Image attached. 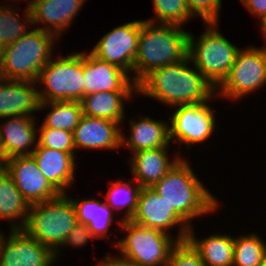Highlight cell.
<instances>
[{
    "mask_svg": "<svg viewBox=\"0 0 266 266\" xmlns=\"http://www.w3.org/2000/svg\"><path fill=\"white\" fill-rule=\"evenodd\" d=\"M40 99L36 82L0 78V119L39 114Z\"/></svg>",
    "mask_w": 266,
    "mask_h": 266,
    "instance_id": "44dd1931",
    "label": "cell"
},
{
    "mask_svg": "<svg viewBox=\"0 0 266 266\" xmlns=\"http://www.w3.org/2000/svg\"><path fill=\"white\" fill-rule=\"evenodd\" d=\"M30 207L12 177L7 172L0 174V221H7L9 230L23 229Z\"/></svg>",
    "mask_w": 266,
    "mask_h": 266,
    "instance_id": "484cf974",
    "label": "cell"
},
{
    "mask_svg": "<svg viewBox=\"0 0 266 266\" xmlns=\"http://www.w3.org/2000/svg\"><path fill=\"white\" fill-rule=\"evenodd\" d=\"M155 18L146 19L159 24H172L184 27L193 20L186 0H152Z\"/></svg>",
    "mask_w": 266,
    "mask_h": 266,
    "instance_id": "4dcf8cb0",
    "label": "cell"
},
{
    "mask_svg": "<svg viewBox=\"0 0 266 266\" xmlns=\"http://www.w3.org/2000/svg\"><path fill=\"white\" fill-rule=\"evenodd\" d=\"M1 53H2V49L0 48V61H1Z\"/></svg>",
    "mask_w": 266,
    "mask_h": 266,
    "instance_id": "b9f144b4",
    "label": "cell"
},
{
    "mask_svg": "<svg viewBox=\"0 0 266 266\" xmlns=\"http://www.w3.org/2000/svg\"><path fill=\"white\" fill-rule=\"evenodd\" d=\"M83 74L84 96L100 91H137V84L126 71L85 50Z\"/></svg>",
    "mask_w": 266,
    "mask_h": 266,
    "instance_id": "9a60e30c",
    "label": "cell"
},
{
    "mask_svg": "<svg viewBox=\"0 0 266 266\" xmlns=\"http://www.w3.org/2000/svg\"><path fill=\"white\" fill-rule=\"evenodd\" d=\"M266 251V241L258 233L234 236L233 266H258Z\"/></svg>",
    "mask_w": 266,
    "mask_h": 266,
    "instance_id": "f546056e",
    "label": "cell"
},
{
    "mask_svg": "<svg viewBox=\"0 0 266 266\" xmlns=\"http://www.w3.org/2000/svg\"><path fill=\"white\" fill-rule=\"evenodd\" d=\"M166 266H205L199 253L187 241L178 242L172 249Z\"/></svg>",
    "mask_w": 266,
    "mask_h": 266,
    "instance_id": "836d02e7",
    "label": "cell"
},
{
    "mask_svg": "<svg viewBox=\"0 0 266 266\" xmlns=\"http://www.w3.org/2000/svg\"><path fill=\"white\" fill-rule=\"evenodd\" d=\"M2 119L0 144L9 158L31 155L38 145V118L20 115Z\"/></svg>",
    "mask_w": 266,
    "mask_h": 266,
    "instance_id": "7402d4cb",
    "label": "cell"
},
{
    "mask_svg": "<svg viewBox=\"0 0 266 266\" xmlns=\"http://www.w3.org/2000/svg\"><path fill=\"white\" fill-rule=\"evenodd\" d=\"M96 239L92 232L89 230V227L86 224L78 223L73 230L67 236L65 242L62 244L60 249L55 253L56 261L60 257L59 254L62 252V249L71 247L82 248L86 246L91 240Z\"/></svg>",
    "mask_w": 266,
    "mask_h": 266,
    "instance_id": "e575fe53",
    "label": "cell"
},
{
    "mask_svg": "<svg viewBox=\"0 0 266 266\" xmlns=\"http://www.w3.org/2000/svg\"><path fill=\"white\" fill-rule=\"evenodd\" d=\"M0 231V266H54L55 253L23 229ZM5 234V235H4Z\"/></svg>",
    "mask_w": 266,
    "mask_h": 266,
    "instance_id": "4fadbf2b",
    "label": "cell"
},
{
    "mask_svg": "<svg viewBox=\"0 0 266 266\" xmlns=\"http://www.w3.org/2000/svg\"><path fill=\"white\" fill-rule=\"evenodd\" d=\"M7 173L30 204L48 201L60 195L40 171L32 155L9 158Z\"/></svg>",
    "mask_w": 266,
    "mask_h": 266,
    "instance_id": "5bb4252c",
    "label": "cell"
},
{
    "mask_svg": "<svg viewBox=\"0 0 266 266\" xmlns=\"http://www.w3.org/2000/svg\"><path fill=\"white\" fill-rule=\"evenodd\" d=\"M182 26L141 20V31L132 80L138 84L152 70L174 64L188 56L189 31Z\"/></svg>",
    "mask_w": 266,
    "mask_h": 266,
    "instance_id": "3957f363",
    "label": "cell"
},
{
    "mask_svg": "<svg viewBox=\"0 0 266 266\" xmlns=\"http://www.w3.org/2000/svg\"><path fill=\"white\" fill-rule=\"evenodd\" d=\"M131 221L140 226L161 230L171 236L173 235L170 230L178 227V242L187 239L191 227L152 187H142Z\"/></svg>",
    "mask_w": 266,
    "mask_h": 266,
    "instance_id": "7c38bea8",
    "label": "cell"
},
{
    "mask_svg": "<svg viewBox=\"0 0 266 266\" xmlns=\"http://www.w3.org/2000/svg\"><path fill=\"white\" fill-rule=\"evenodd\" d=\"M74 203L78 223L86 224L92 235L96 239H107L110 237V228L115 222V213L103 200L99 198H88L83 199L70 197ZM114 213V214H113ZM114 215V217H113Z\"/></svg>",
    "mask_w": 266,
    "mask_h": 266,
    "instance_id": "d4e9b609",
    "label": "cell"
},
{
    "mask_svg": "<svg viewBox=\"0 0 266 266\" xmlns=\"http://www.w3.org/2000/svg\"><path fill=\"white\" fill-rule=\"evenodd\" d=\"M240 2L259 21L266 15V0H240Z\"/></svg>",
    "mask_w": 266,
    "mask_h": 266,
    "instance_id": "8d00e7d4",
    "label": "cell"
},
{
    "mask_svg": "<svg viewBox=\"0 0 266 266\" xmlns=\"http://www.w3.org/2000/svg\"><path fill=\"white\" fill-rule=\"evenodd\" d=\"M16 4V5H15ZM18 4L0 6V48L4 49L13 42L17 41L21 36L26 34L32 26V14L30 9L22 11L24 20L19 15L16 7Z\"/></svg>",
    "mask_w": 266,
    "mask_h": 266,
    "instance_id": "f1b7e54d",
    "label": "cell"
},
{
    "mask_svg": "<svg viewBox=\"0 0 266 266\" xmlns=\"http://www.w3.org/2000/svg\"><path fill=\"white\" fill-rule=\"evenodd\" d=\"M137 97V91H108L96 92L86 95L80 101L84 115L97 118H105L121 125L125 119V104Z\"/></svg>",
    "mask_w": 266,
    "mask_h": 266,
    "instance_id": "603a6c76",
    "label": "cell"
},
{
    "mask_svg": "<svg viewBox=\"0 0 266 266\" xmlns=\"http://www.w3.org/2000/svg\"><path fill=\"white\" fill-rule=\"evenodd\" d=\"M69 193L31 204L23 230L56 253L78 224L77 212Z\"/></svg>",
    "mask_w": 266,
    "mask_h": 266,
    "instance_id": "5b68a950",
    "label": "cell"
},
{
    "mask_svg": "<svg viewBox=\"0 0 266 266\" xmlns=\"http://www.w3.org/2000/svg\"><path fill=\"white\" fill-rule=\"evenodd\" d=\"M47 181L60 193L73 188L76 177V154L37 146L31 154ZM68 189V190H67Z\"/></svg>",
    "mask_w": 266,
    "mask_h": 266,
    "instance_id": "d6986e66",
    "label": "cell"
},
{
    "mask_svg": "<svg viewBox=\"0 0 266 266\" xmlns=\"http://www.w3.org/2000/svg\"><path fill=\"white\" fill-rule=\"evenodd\" d=\"M194 227L188 230L186 240L199 253L204 265L233 266L234 235L216 232L199 239Z\"/></svg>",
    "mask_w": 266,
    "mask_h": 266,
    "instance_id": "cb8c5ba5",
    "label": "cell"
},
{
    "mask_svg": "<svg viewBox=\"0 0 266 266\" xmlns=\"http://www.w3.org/2000/svg\"><path fill=\"white\" fill-rule=\"evenodd\" d=\"M36 83L40 102H80L84 97L83 51L53 55Z\"/></svg>",
    "mask_w": 266,
    "mask_h": 266,
    "instance_id": "ba28073f",
    "label": "cell"
},
{
    "mask_svg": "<svg viewBox=\"0 0 266 266\" xmlns=\"http://www.w3.org/2000/svg\"><path fill=\"white\" fill-rule=\"evenodd\" d=\"M219 24L206 23L198 41L193 33L188 36V57L215 89L228 75L241 49L221 34Z\"/></svg>",
    "mask_w": 266,
    "mask_h": 266,
    "instance_id": "8992f818",
    "label": "cell"
},
{
    "mask_svg": "<svg viewBox=\"0 0 266 266\" xmlns=\"http://www.w3.org/2000/svg\"><path fill=\"white\" fill-rule=\"evenodd\" d=\"M266 84V44L241 48L223 82L216 88V96L235 102L249 97Z\"/></svg>",
    "mask_w": 266,
    "mask_h": 266,
    "instance_id": "9c48e42d",
    "label": "cell"
},
{
    "mask_svg": "<svg viewBox=\"0 0 266 266\" xmlns=\"http://www.w3.org/2000/svg\"><path fill=\"white\" fill-rule=\"evenodd\" d=\"M86 1L34 0L30 8L32 25L35 28L52 33L60 40L61 36L63 37L64 35V30L69 28L74 18L79 14V11H82L81 8L86 4Z\"/></svg>",
    "mask_w": 266,
    "mask_h": 266,
    "instance_id": "e0dca14e",
    "label": "cell"
},
{
    "mask_svg": "<svg viewBox=\"0 0 266 266\" xmlns=\"http://www.w3.org/2000/svg\"><path fill=\"white\" fill-rule=\"evenodd\" d=\"M140 31V19L121 24L102 35L89 51L100 60L126 71L132 78Z\"/></svg>",
    "mask_w": 266,
    "mask_h": 266,
    "instance_id": "8fae6325",
    "label": "cell"
},
{
    "mask_svg": "<svg viewBox=\"0 0 266 266\" xmlns=\"http://www.w3.org/2000/svg\"><path fill=\"white\" fill-rule=\"evenodd\" d=\"M56 41L60 40L52 33L33 27L2 49L0 78L36 82L40 71L55 54Z\"/></svg>",
    "mask_w": 266,
    "mask_h": 266,
    "instance_id": "277c9868",
    "label": "cell"
},
{
    "mask_svg": "<svg viewBox=\"0 0 266 266\" xmlns=\"http://www.w3.org/2000/svg\"><path fill=\"white\" fill-rule=\"evenodd\" d=\"M210 102L172 107L175 111L168 118L171 143L185 144L187 149H192L194 145L208 142L217 128L216 111Z\"/></svg>",
    "mask_w": 266,
    "mask_h": 266,
    "instance_id": "30bf717a",
    "label": "cell"
},
{
    "mask_svg": "<svg viewBox=\"0 0 266 266\" xmlns=\"http://www.w3.org/2000/svg\"><path fill=\"white\" fill-rule=\"evenodd\" d=\"M73 138L76 151H117L121 148V125L109 119L83 114L73 131Z\"/></svg>",
    "mask_w": 266,
    "mask_h": 266,
    "instance_id": "2e32d148",
    "label": "cell"
},
{
    "mask_svg": "<svg viewBox=\"0 0 266 266\" xmlns=\"http://www.w3.org/2000/svg\"><path fill=\"white\" fill-rule=\"evenodd\" d=\"M258 266H266V251L262 257L261 263Z\"/></svg>",
    "mask_w": 266,
    "mask_h": 266,
    "instance_id": "60d3db41",
    "label": "cell"
},
{
    "mask_svg": "<svg viewBox=\"0 0 266 266\" xmlns=\"http://www.w3.org/2000/svg\"><path fill=\"white\" fill-rule=\"evenodd\" d=\"M169 152L170 147H161L131 153L132 156L128 157V165L132 179L141 187H152L181 157H184L180 151L176 152V156L168 155Z\"/></svg>",
    "mask_w": 266,
    "mask_h": 266,
    "instance_id": "ac0fdd59",
    "label": "cell"
},
{
    "mask_svg": "<svg viewBox=\"0 0 266 266\" xmlns=\"http://www.w3.org/2000/svg\"><path fill=\"white\" fill-rule=\"evenodd\" d=\"M49 110L42 121L46 128L73 132L83 116L82 106L77 101L40 102L39 111Z\"/></svg>",
    "mask_w": 266,
    "mask_h": 266,
    "instance_id": "83f0119b",
    "label": "cell"
},
{
    "mask_svg": "<svg viewBox=\"0 0 266 266\" xmlns=\"http://www.w3.org/2000/svg\"><path fill=\"white\" fill-rule=\"evenodd\" d=\"M137 95L158 100L168 107L218 99L216 89L188 56L180 62L152 70L137 84Z\"/></svg>",
    "mask_w": 266,
    "mask_h": 266,
    "instance_id": "6da1fadb",
    "label": "cell"
},
{
    "mask_svg": "<svg viewBox=\"0 0 266 266\" xmlns=\"http://www.w3.org/2000/svg\"><path fill=\"white\" fill-rule=\"evenodd\" d=\"M260 32L264 38V43H266V15L264 16V18L260 21Z\"/></svg>",
    "mask_w": 266,
    "mask_h": 266,
    "instance_id": "f35d334b",
    "label": "cell"
},
{
    "mask_svg": "<svg viewBox=\"0 0 266 266\" xmlns=\"http://www.w3.org/2000/svg\"><path fill=\"white\" fill-rule=\"evenodd\" d=\"M9 156L5 149L0 145V174H4L8 170Z\"/></svg>",
    "mask_w": 266,
    "mask_h": 266,
    "instance_id": "74e56055",
    "label": "cell"
},
{
    "mask_svg": "<svg viewBox=\"0 0 266 266\" xmlns=\"http://www.w3.org/2000/svg\"><path fill=\"white\" fill-rule=\"evenodd\" d=\"M117 256L106 255L102 259H97L96 266H139L134 260L126 258L120 253Z\"/></svg>",
    "mask_w": 266,
    "mask_h": 266,
    "instance_id": "d590c367",
    "label": "cell"
},
{
    "mask_svg": "<svg viewBox=\"0 0 266 266\" xmlns=\"http://www.w3.org/2000/svg\"><path fill=\"white\" fill-rule=\"evenodd\" d=\"M152 188L190 226H193V219L219 210L220 200L203 185L185 157H181Z\"/></svg>",
    "mask_w": 266,
    "mask_h": 266,
    "instance_id": "7a4b0ae2",
    "label": "cell"
},
{
    "mask_svg": "<svg viewBox=\"0 0 266 266\" xmlns=\"http://www.w3.org/2000/svg\"><path fill=\"white\" fill-rule=\"evenodd\" d=\"M116 222L117 228L126 234L112 242L113 248L115 246L120 254L139 266H166L173 247L178 243L176 236L137 225L131 220L119 218Z\"/></svg>",
    "mask_w": 266,
    "mask_h": 266,
    "instance_id": "52a82bcc",
    "label": "cell"
},
{
    "mask_svg": "<svg viewBox=\"0 0 266 266\" xmlns=\"http://www.w3.org/2000/svg\"><path fill=\"white\" fill-rule=\"evenodd\" d=\"M0 1H1V0H0ZM4 1H6V3H7V2L10 3V2H12V1H13V2H14V1H15V2H16V1H25V2H27V7H26L27 9H30V8L32 7L33 3H34V0H4Z\"/></svg>",
    "mask_w": 266,
    "mask_h": 266,
    "instance_id": "ab89813d",
    "label": "cell"
},
{
    "mask_svg": "<svg viewBox=\"0 0 266 266\" xmlns=\"http://www.w3.org/2000/svg\"><path fill=\"white\" fill-rule=\"evenodd\" d=\"M121 179H117L113 182L109 180L110 185L108 186L109 188L104 201L113 211L119 213V211L124 209V212L122 213L123 216L120 215L122 221L131 220L136 212L138 198L142 187L132 178L128 181L127 179Z\"/></svg>",
    "mask_w": 266,
    "mask_h": 266,
    "instance_id": "4316f807",
    "label": "cell"
},
{
    "mask_svg": "<svg viewBox=\"0 0 266 266\" xmlns=\"http://www.w3.org/2000/svg\"><path fill=\"white\" fill-rule=\"evenodd\" d=\"M138 118V119H136ZM128 119V135L121 128V147L128 148L132 153L155 149L161 147H171L169 139V122L155 120L149 116Z\"/></svg>",
    "mask_w": 266,
    "mask_h": 266,
    "instance_id": "ffe728a7",
    "label": "cell"
},
{
    "mask_svg": "<svg viewBox=\"0 0 266 266\" xmlns=\"http://www.w3.org/2000/svg\"><path fill=\"white\" fill-rule=\"evenodd\" d=\"M38 127V145L54 150H61L70 154H76L73 132L46 128L42 122Z\"/></svg>",
    "mask_w": 266,
    "mask_h": 266,
    "instance_id": "1f68e13d",
    "label": "cell"
},
{
    "mask_svg": "<svg viewBox=\"0 0 266 266\" xmlns=\"http://www.w3.org/2000/svg\"><path fill=\"white\" fill-rule=\"evenodd\" d=\"M187 6L194 17L206 23H220L222 0H186ZM220 13V14H219Z\"/></svg>",
    "mask_w": 266,
    "mask_h": 266,
    "instance_id": "d6a6232c",
    "label": "cell"
}]
</instances>
